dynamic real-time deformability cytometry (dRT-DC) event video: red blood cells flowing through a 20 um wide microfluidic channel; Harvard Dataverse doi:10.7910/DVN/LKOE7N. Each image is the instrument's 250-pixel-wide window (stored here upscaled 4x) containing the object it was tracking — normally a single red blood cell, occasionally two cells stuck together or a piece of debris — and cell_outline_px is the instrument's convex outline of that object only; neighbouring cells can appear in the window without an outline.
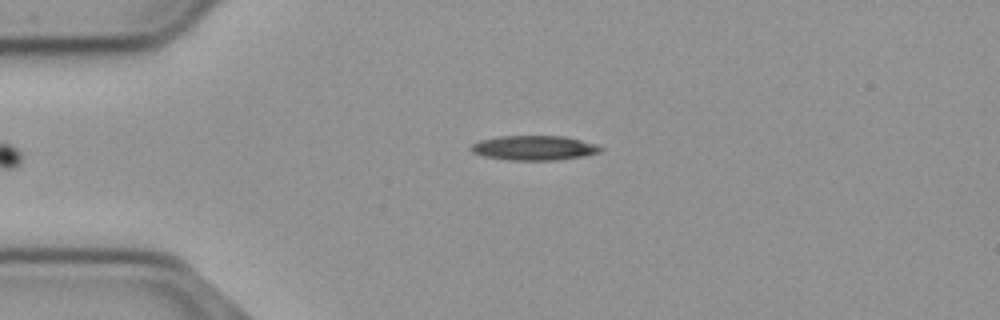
{"species": "common noctule bat (a hibernating species)", "species_latin": "Nyctalus noctula", "temperature_condition": "cold", "stored_images_in_passage": 39, "camera_frame_rate_fps": 3000, "um_per_image_px": 0.085, "animal": {"sex": "male", "body_mass_g": 23.1, "forearm_length_mm": 52.7}, "frame": {"image": 1, "passage_image": 1, "time_ms": 0.0, "image_size_px": [1000, 320], "cell_outline_px": [[604, 148], [600, 152], [580, 156], [556, 160], [508, 160], [484, 156], [472, 152], [472, 144], [480, 140], [500, 136], [564, 136], [596, 144]], "centroid_in_image_um": [45.4, 12.57], "position_along_channel_um": 39.6, "area_um2": 18.38}}
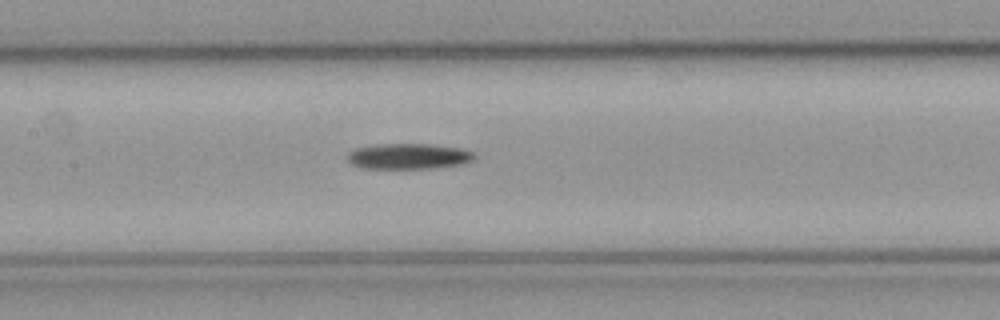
{"frame": {"image": 2, "passage_image": 14, "time_ms": 4.333, "image_size_px": [1000, 320], "cell_outline_px": [[476, 156], [472, 160], [460, 164], [432, 168], [360, 168], [352, 164], [348, 160], [348, 152], [356, 148], [380, 144], [428, 144], [460, 148], [472, 152]], "centroid_in_image_um": [34.7, 13.28], "position_along_channel_um": 172.7, "area_um2": 18.73}}
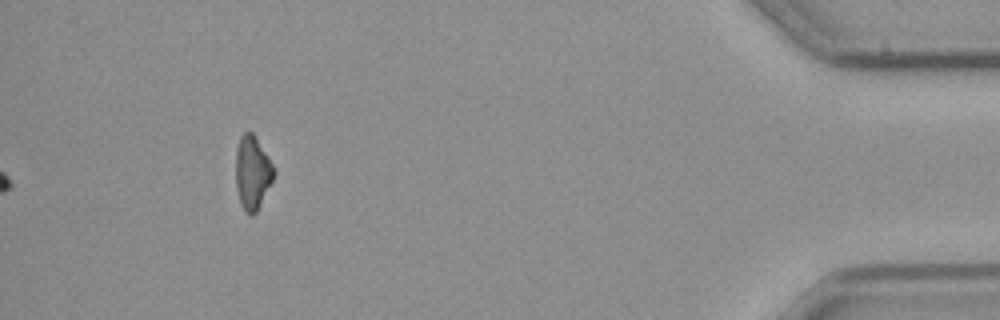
{"frame": {"image": 3, "passage_image": 39, "time_ms": 12.667, "image_size_px": [1000, 320], "cell_outline_px": [[276, 172], [256, 212], [252, 216], [248, 216], [244, 212], [240, 204], [236, 188], [236, 148], [240, 136], [244, 132], [252, 132], [272, 164]], "centroid_in_image_um": [21.42, 14.71], "position_along_channel_um": 413.8, "area_um2": 16.18}}